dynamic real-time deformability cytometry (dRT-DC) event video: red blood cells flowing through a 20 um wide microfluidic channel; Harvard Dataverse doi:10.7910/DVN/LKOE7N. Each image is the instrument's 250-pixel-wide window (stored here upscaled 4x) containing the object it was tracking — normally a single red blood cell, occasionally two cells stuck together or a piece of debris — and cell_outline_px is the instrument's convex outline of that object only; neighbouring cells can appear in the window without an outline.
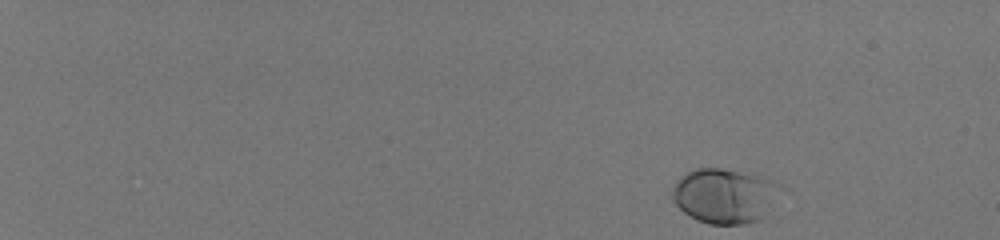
{"species": "human", "species_latin": "Homo sapiens", "temperature_condition": "room temperature", "stored_images_in_passage": 50, "camera_frame_rate_fps": 3000, "um_per_image_px": 0.085, "donor": {"sex": "male"}, "frame": {"image": 1, "passage_image": 1, "time_ms": 0.0, "image_size_px": [1000, 240], "cell_outline_px": [[784, 188], [760, 220], [740, 224], [708, 224], [696, 220], [684, 212], [672, 200], [672, 188], [688, 172], [696, 168], [720, 168], [756, 176], [772, 180], [780, 184]], "centroid_in_image_um": [61.6, 16.66], "position_along_channel_um": 23.4, "area_um2": 34.1}}
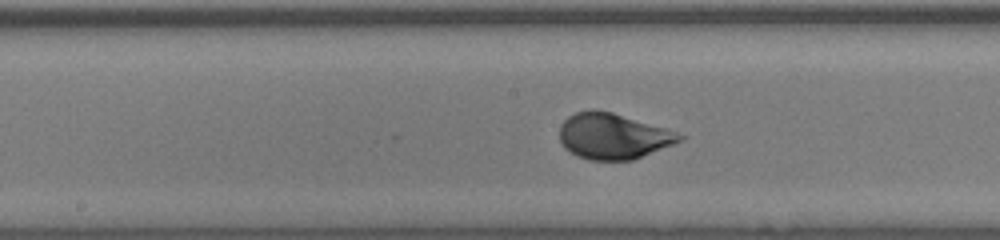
{"frame": {"image": 2, "passage_image": 29, "time_ms": 9.333, "image_size_px": [1000, 240], "cell_outline_px": [[684, 136], [680, 140], [672, 144], [632, 160], [588, 160], [576, 156], [564, 148], [560, 140], [560, 124], [568, 116], [576, 112], [592, 108], [612, 112], [664, 128]], "centroid_in_image_um": [52.02, 11.57], "position_along_channel_um": 196.2, "area_um2": 31.73}}
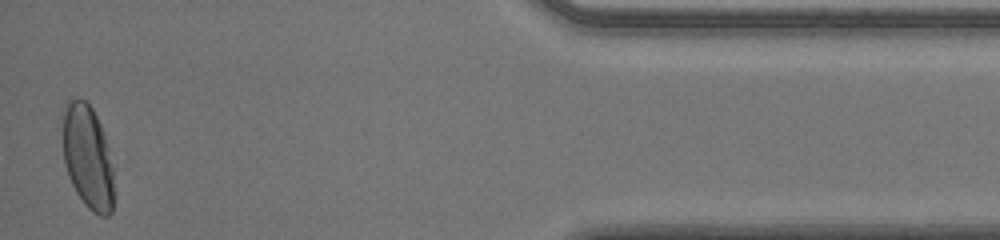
{"frame": {"image": 3, "passage_image": 50, "time_ms": 16.333, "image_size_px": [1000, 240], "cell_outline_px": [[112, 212], [108, 216], [100, 216], [92, 212], [84, 204], [76, 192], [68, 176], [64, 164], [64, 112], [68, 100], [80, 96], [92, 108], [100, 124], [108, 148], [112, 168]], "centroid_in_image_um": [7.45, 13.36], "position_along_channel_um": 427.8, "area_um2": 30.52}, "authors_computed_cell_mechanics": {"area_um2": 31.2987, "velocity_mm_per_s": 3.976, "shape_relaxation_time_tau1_ms": 1.901, "shape_relaxation_time_tau2_ms": null, "deformation_change_tau1": 0.1314, "deformation_change_tau2": null}}